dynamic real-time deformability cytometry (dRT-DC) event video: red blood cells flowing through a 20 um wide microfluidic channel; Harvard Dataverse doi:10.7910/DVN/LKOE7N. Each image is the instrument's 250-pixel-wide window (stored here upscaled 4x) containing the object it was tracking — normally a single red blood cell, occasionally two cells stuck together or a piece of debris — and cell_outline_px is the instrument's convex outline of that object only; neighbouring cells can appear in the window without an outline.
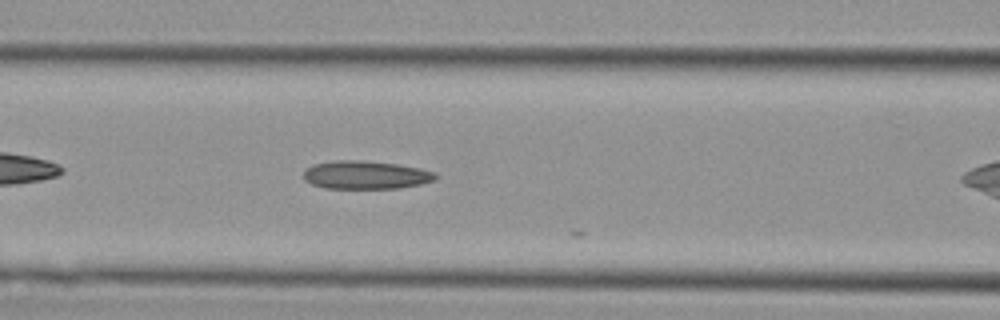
{"species": "Egyptian fruit bat (a non-hibernating species)", "species_latin": "Rousettus aegyptiacus", "temperature_condition": "cold", "stored_images_in_passage": 9, "camera_frame_rate_fps": 3000, "um_per_image_px": 0.085, "animal": {"sex": "female"}, "frame": {"image": 1, "passage_image": 8, "time_ms": 2.333, "image_size_px": [1000, 320], "cell_outline_px": [[436, 180], [420, 184], [400, 188], [324, 188], [312, 184], [304, 180], [304, 172], [312, 164], [332, 160], [360, 160], [396, 164], [420, 168], [436, 172]], "centroid_in_image_um": [31.08, 14.87], "position_along_channel_um": 135.5, "area_um2": 21.73}}